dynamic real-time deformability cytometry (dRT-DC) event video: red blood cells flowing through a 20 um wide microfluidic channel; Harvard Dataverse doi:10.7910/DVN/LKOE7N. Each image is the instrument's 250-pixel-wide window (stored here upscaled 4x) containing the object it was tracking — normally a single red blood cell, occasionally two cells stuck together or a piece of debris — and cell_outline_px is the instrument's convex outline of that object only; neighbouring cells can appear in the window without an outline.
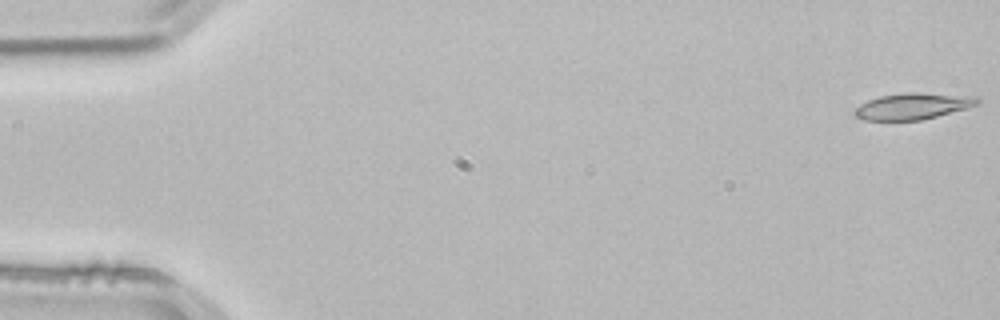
{"species": "common noctule bat (a hibernating species)", "species_latin": "Nyctalus noctula", "temperature_condition": "room temperature", "stored_images_in_passage": 53, "camera_frame_rate_fps": 3000, "um_per_image_px": 0.085, "animal": {"sex": "male", "body_mass_g": 21.5, "forearm_length_mm": 52.0}, "frame": {"image": 1, "passage_image": 1, "time_ms": 0.0, "image_size_px": [1000, 320], "cell_outline_px": [[980, 104], [968, 108], [920, 120], [864, 120], [852, 116], [852, 112], [860, 104], [868, 100], [880, 96], [908, 92], [912, 92], [980, 96]], "centroid_in_image_um": [77.61, 9.02], "position_along_channel_um": 7.4, "area_um2": 19.02}}
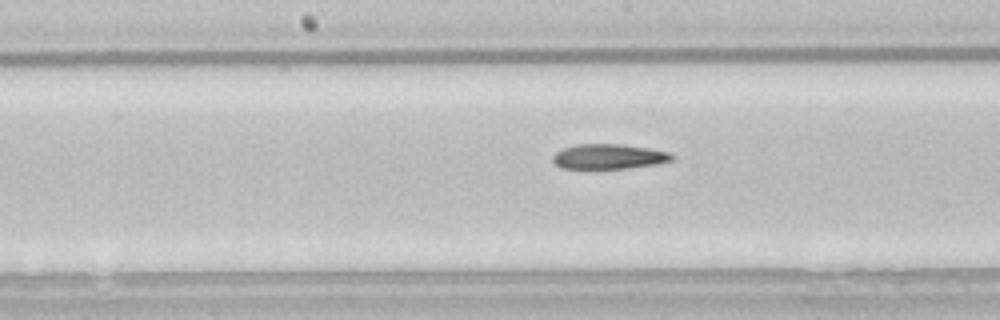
{"frame": {"image": 2, "passage_image": 27, "time_ms": 8.667, "image_size_px": [1000, 320], "cell_outline_px": [[676, 156], [672, 160], [656, 164], [628, 168], [560, 168], [552, 160], [552, 156], [556, 152], [564, 148], [576, 144], [620, 144], [648, 148], [668, 152]], "centroid_in_image_um": [51.74, 13.3], "position_along_channel_um": 196.5, "area_um2": 17.22}}
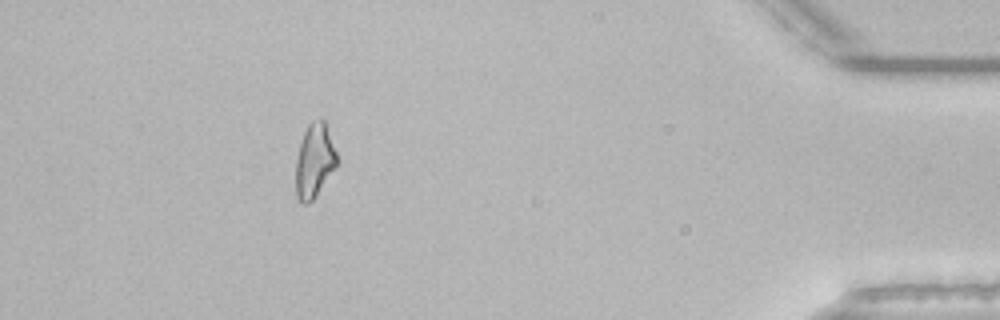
{"frame": {"image": 3, "passage_image": 48, "time_ms": 15.667, "image_size_px": [1000, 320], "cell_outline_px": [[336, 168], [316, 196], [308, 204], [300, 204], [296, 196], [296, 160], [300, 144], [304, 132], [308, 124], [312, 120], [324, 120], [336, 152]], "centroid_in_image_um": [26.71, 13.71], "position_along_channel_um": 408.5, "area_um2": 17.63}}